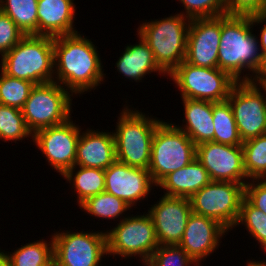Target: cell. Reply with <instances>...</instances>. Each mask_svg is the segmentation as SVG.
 Listing matches in <instances>:
<instances>
[{"mask_svg":"<svg viewBox=\"0 0 266 266\" xmlns=\"http://www.w3.org/2000/svg\"><path fill=\"white\" fill-rule=\"evenodd\" d=\"M123 218L116 227L105 231L107 255L138 256L143 265L159 246L153 220L148 212Z\"/></svg>","mask_w":266,"mask_h":266,"instance_id":"8","label":"cell"},{"mask_svg":"<svg viewBox=\"0 0 266 266\" xmlns=\"http://www.w3.org/2000/svg\"><path fill=\"white\" fill-rule=\"evenodd\" d=\"M221 16L190 21L185 61L193 66L218 68Z\"/></svg>","mask_w":266,"mask_h":266,"instance_id":"16","label":"cell"},{"mask_svg":"<svg viewBox=\"0 0 266 266\" xmlns=\"http://www.w3.org/2000/svg\"><path fill=\"white\" fill-rule=\"evenodd\" d=\"M0 10L25 35H38V0H0Z\"/></svg>","mask_w":266,"mask_h":266,"instance_id":"26","label":"cell"},{"mask_svg":"<svg viewBox=\"0 0 266 266\" xmlns=\"http://www.w3.org/2000/svg\"><path fill=\"white\" fill-rule=\"evenodd\" d=\"M244 224L252 238L260 243L266 252V214L254 207L245 197L242 200L236 226Z\"/></svg>","mask_w":266,"mask_h":266,"instance_id":"32","label":"cell"},{"mask_svg":"<svg viewBox=\"0 0 266 266\" xmlns=\"http://www.w3.org/2000/svg\"><path fill=\"white\" fill-rule=\"evenodd\" d=\"M211 182L207 170L195 158L187 166L170 172L157 186L164 189V195L190 198Z\"/></svg>","mask_w":266,"mask_h":266,"instance_id":"22","label":"cell"},{"mask_svg":"<svg viewBox=\"0 0 266 266\" xmlns=\"http://www.w3.org/2000/svg\"><path fill=\"white\" fill-rule=\"evenodd\" d=\"M73 96L53 81L35 85L21 109L28 129L37 130L62 124L71 118Z\"/></svg>","mask_w":266,"mask_h":266,"instance_id":"7","label":"cell"},{"mask_svg":"<svg viewBox=\"0 0 266 266\" xmlns=\"http://www.w3.org/2000/svg\"><path fill=\"white\" fill-rule=\"evenodd\" d=\"M62 176L69 183L72 182L70 185H72L74 192L76 191L77 193L78 205L89 197L105 191V172L102 169L75 165Z\"/></svg>","mask_w":266,"mask_h":266,"instance_id":"24","label":"cell"},{"mask_svg":"<svg viewBox=\"0 0 266 266\" xmlns=\"http://www.w3.org/2000/svg\"><path fill=\"white\" fill-rule=\"evenodd\" d=\"M4 74L37 84L54 81V37L25 35L1 57Z\"/></svg>","mask_w":266,"mask_h":266,"instance_id":"3","label":"cell"},{"mask_svg":"<svg viewBox=\"0 0 266 266\" xmlns=\"http://www.w3.org/2000/svg\"><path fill=\"white\" fill-rule=\"evenodd\" d=\"M86 130L77 142L75 165L107 169L116 160L113 131Z\"/></svg>","mask_w":266,"mask_h":266,"instance_id":"19","label":"cell"},{"mask_svg":"<svg viewBox=\"0 0 266 266\" xmlns=\"http://www.w3.org/2000/svg\"><path fill=\"white\" fill-rule=\"evenodd\" d=\"M22 245L11 254L3 253L5 266H54L53 238Z\"/></svg>","mask_w":266,"mask_h":266,"instance_id":"25","label":"cell"},{"mask_svg":"<svg viewBox=\"0 0 266 266\" xmlns=\"http://www.w3.org/2000/svg\"><path fill=\"white\" fill-rule=\"evenodd\" d=\"M184 6L188 19L210 18L226 14V0H178Z\"/></svg>","mask_w":266,"mask_h":266,"instance_id":"34","label":"cell"},{"mask_svg":"<svg viewBox=\"0 0 266 266\" xmlns=\"http://www.w3.org/2000/svg\"><path fill=\"white\" fill-rule=\"evenodd\" d=\"M195 158V143L175 124L162 121L156 127L148 169L156 184L170 172L187 166Z\"/></svg>","mask_w":266,"mask_h":266,"instance_id":"6","label":"cell"},{"mask_svg":"<svg viewBox=\"0 0 266 266\" xmlns=\"http://www.w3.org/2000/svg\"><path fill=\"white\" fill-rule=\"evenodd\" d=\"M34 83L0 74V104L22 109L28 99Z\"/></svg>","mask_w":266,"mask_h":266,"instance_id":"31","label":"cell"},{"mask_svg":"<svg viewBox=\"0 0 266 266\" xmlns=\"http://www.w3.org/2000/svg\"><path fill=\"white\" fill-rule=\"evenodd\" d=\"M79 206L91 216L108 220H115L120 215L122 217L126 211L131 209L123 200L105 191L89 197Z\"/></svg>","mask_w":266,"mask_h":266,"instance_id":"28","label":"cell"},{"mask_svg":"<svg viewBox=\"0 0 266 266\" xmlns=\"http://www.w3.org/2000/svg\"><path fill=\"white\" fill-rule=\"evenodd\" d=\"M4 252H2V250H0V266H3L4 265V255H3Z\"/></svg>","mask_w":266,"mask_h":266,"instance_id":"41","label":"cell"},{"mask_svg":"<svg viewBox=\"0 0 266 266\" xmlns=\"http://www.w3.org/2000/svg\"><path fill=\"white\" fill-rule=\"evenodd\" d=\"M53 238L54 266H102L107 256L106 232H56Z\"/></svg>","mask_w":266,"mask_h":266,"instance_id":"11","label":"cell"},{"mask_svg":"<svg viewBox=\"0 0 266 266\" xmlns=\"http://www.w3.org/2000/svg\"><path fill=\"white\" fill-rule=\"evenodd\" d=\"M25 34L17 27L14 21L0 11V55L4 56L11 50Z\"/></svg>","mask_w":266,"mask_h":266,"instance_id":"35","label":"cell"},{"mask_svg":"<svg viewBox=\"0 0 266 266\" xmlns=\"http://www.w3.org/2000/svg\"><path fill=\"white\" fill-rule=\"evenodd\" d=\"M105 172V192L123 200L130 208L157 187L148 169L134 168L115 160Z\"/></svg>","mask_w":266,"mask_h":266,"instance_id":"17","label":"cell"},{"mask_svg":"<svg viewBox=\"0 0 266 266\" xmlns=\"http://www.w3.org/2000/svg\"><path fill=\"white\" fill-rule=\"evenodd\" d=\"M196 159L207 170L211 181L242 185L249 181L244 168L242 146L204 142L196 146Z\"/></svg>","mask_w":266,"mask_h":266,"instance_id":"14","label":"cell"},{"mask_svg":"<svg viewBox=\"0 0 266 266\" xmlns=\"http://www.w3.org/2000/svg\"><path fill=\"white\" fill-rule=\"evenodd\" d=\"M125 106L113 133L116 160L134 168L149 169L156 127L163 121Z\"/></svg>","mask_w":266,"mask_h":266,"instance_id":"4","label":"cell"},{"mask_svg":"<svg viewBox=\"0 0 266 266\" xmlns=\"http://www.w3.org/2000/svg\"><path fill=\"white\" fill-rule=\"evenodd\" d=\"M74 0H38V35L57 37L77 33Z\"/></svg>","mask_w":266,"mask_h":266,"instance_id":"20","label":"cell"},{"mask_svg":"<svg viewBox=\"0 0 266 266\" xmlns=\"http://www.w3.org/2000/svg\"><path fill=\"white\" fill-rule=\"evenodd\" d=\"M227 232L218 221L192 212L179 246L201 266V261L218 249L220 240Z\"/></svg>","mask_w":266,"mask_h":266,"instance_id":"18","label":"cell"},{"mask_svg":"<svg viewBox=\"0 0 266 266\" xmlns=\"http://www.w3.org/2000/svg\"><path fill=\"white\" fill-rule=\"evenodd\" d=\"M266 12V0H226V14L229 16L252 17Z\"/></svg>","mask_w":266,"mask_h":266,"instance_id":"36","label":"cell"},{"mask_svg":"<svg viewBox=\"0 0 266 266\" xmlns=\"http://www.w3.org/2000/svg\"><path fill=\"white\" fill-rule=\"evenodd\" d=\"M260 88L262 89L260 90ZM266 87L250 81L236 82L229 93L230 103L242 141L266 134Z\"/></svg>","mask_w":266,"mask_h":266,"instance_id":"12","label":"cell"},{"mask_svg":"<svg viewBox=\"0 0 266 266\" xmlns=\"http://www.w3.org/2000/svg\"><path fill=\"white\" fill-rule=\"evenodd\" d=\"M266 12L265 13H260L258 15L252 16V24H264V26L261 27L260 31V41L258 40L259 43V49L261 53L266 52Z\"/></svg>","mask_w":266,"mask_h":266,"instance_id":"39","label":"cell"},{"mask_svg":"<svg viewBox=\"0 0 266 266\" xmlns=\"http://www.w3.org/2000/svg\"><path fill=\"white\" fill-rule=\"evenodd\" d=\"M245 197V185L211 181L190 198L192 212L218 221L227 230L236 227Z\"/></svg>","mask_w":266,"mask_h":266,"instance_id":"10","label":"cell"},{"mask_svg":"<svg viewBox=\"0 0 266 266\" xmlns=\"http://www.w3.org/2000/svg\"><path fill=\"white\" fill-rule=\"evenodd\" d=\"M213 123L215 129L213 142L242 146L243 141L240 138L231 105L227 100L213 102Z\"/></svg>","mask_w":266,"mask_h":266,"instance_id":"27","label":"cell"},{"mask_svg":"<svg viewBox=\"0 0 266 266\" xmlns=\"http://www.w3.org/2000/svg\"><path fill=\"white\" fill-rule=\"evenodd\" d=\"M247 266H266V262L264 261H254V260H250L248 263H247Z\"/></svg>","mask_w":266,"mask_h":266,"instance_id":"40","label":"cell"},{"mask_svg":"<svg viewBox=\"0 0 266 266\" xmlns=\"http://www.w3.org/2000/svg\"><path fill=\"white\" fill-rule=\"evenodd\" d=\"M81 127L69 118L66 122L37 130L32 137L34 144L46 156L48 164L63 175L75 166L77 142Z\"/></svg>","mask_w":266,"mask_h":266,"instance_id":"13","label":"cell"},{"mask_svg":"<svg viewBox=\"0 0 266 266\" xmlns=\"http://www.w3.org/2000/svg\"><path fill=\"white\" fill-rule=\"evenodd\" d=\"M168 76L179 88L182 99L211 102L226 101L237 82L219 68L197 67L185 60Z\"/></svg>","mask_w":266,"mask_h":266,"instance_id":"9","label":"cell"},{"mask_svg":"<svg viewBox=\"0 0 266 266\" xmlns=\"http://www.w3.org/2000/svg\"><path fill=\"white\" fill-rule=\"evenodd\" d=\"M139 42L134 45H127L125 51L118 58L116 68L118 73L136 82L142 80L146 74L158 72L167 75L157 64L154 54L147 42L138 36Z\"/></svg>","mask_w":266,"mask_h":266,"instance_id":"23","label":"cell"},{"mask_svg":"<svg viewBox=\"0 0 266 266\" xmlns=\"http://www.w3.org/2000/svg\"><path fill=\"white\" fill-rule=\"evenodd\" d=\"M160 19L140 24L137 35L147 42L158 66L168 76L186 58L191 20L180 13Z\"/></svg>","mask_w":266,"mask_h":266,"instance_id":"5","label":"cell"},{"mask_svg":"<svg viewBox=\"0 0 266 266\" xmlns=\"http://www.w3.org/2000/svg\"><path fill=\"white\" fill-rule=\"evenodd\" d=\"M102 70L100 55L90 39L79 32L54 37V81L72 95L95 90L105 79Z\"/></svg>","mask_w":266,"mask_h":266,"instance_id":"1","label":"cell"},{"mask_svg":"<svg viewBox=\"0 0 266 266\" xmlns=\"http://www.w3.org/2000/svg\"><path fill=\"white\" fill-rule=\"evenodd\" d=\"M252 27V17L221 15L218 68L237 82L243 81L241 73L247 69L253 75L260 63L258 37Z\"/></svg>","mask_w":266,"mask_h":266,"instance_id":"2","label":"cell"},{"mask_svg":"<svg viewBox=\"0 0 266 266\" xmlns=\"http://www.w3.org/2000/svg\"><path fill=\"white\" fill-rule=\"evenodd\" d=\"M243 81H250L261 87H266V52L261 53L260 63L256 71L253 73V76L250 73H246V75L243 76Z\"/></svg>","mask_w":266,"mask_h":266,"instance_id":"38","label":"cell"},{"mask_svg":"<svg viewBox=\"0 0 266 266\" xmlns=\"http://www.w3.org/2000/svg\"><path fill=\"white\" fill-rule=\"evenodd\" d=\"M148 213L159 245H179L192 213L189 198L163 195Z\"/></svg>","mask_w":266,"mask_h":266,"instance_id":"15","label":"cell"},{"mask_svg":"<svg viewBox=\"0 0 266 266\" xmlns=\"http://www.w3.org/2000/svg\"><path fill=\"white\" fill-rule=\"evenodd\" d=\"M244 168L247 178H266V134L244 141L242 144Z\"/></svg>","mask_w":266,"mask_h":266,"instance_id":"29","label":"cell"},{"mask_svg":"<svg viewBox=\"0 0 266 266\" xmlns=\"http://www.w3.org/2000/svg\"><path fill=\"white\" fill-rule=\"evenodd\" d=\"M33 137L28 129L21 109L0 104V139L20 141Z\"/></svg>","mask_w":266,"mask_h":266,"instance_id":"30","label":"cell"},{"mask_svg":"<svg viewBox=\"0 0 266 266\" xmlns=\"http://www.w3.org/2000/svg\"><path fill=\"white\" fill-rule=\"evenodd\" d=\"M245 198L266 214V180L251 179L245 184Z\"/></svg>","mask_w":266,"mask_h":266,"instance_id":"37","label":"cell"},{"mask_svg":"<svg viewBox=\"0 0 266 266\" xmlns=\"http://www.w3.org/2000/svg\"><path fill=\"white\" fill-rule=\"evenodd\" d=\"M182 101L185 112L183 123L186 125L175 126L185 132L196 146L204 142H213V102L188 98Z\"/></svg>","mask_w":266,"mask_h":266,"instance_id":"21","label":"cell"},{"mask_svg":"<svg viewBox=\"0 0 266 266\" xmlns=\"http://www.w3.org/2000/svg\"><path fill=\"white\" fill-rule=\"evenodd\" d=\"M198 266L179 245H159L144 266Z\"/></svg>","mask_w":266,"mask_h":266,"instance_id":"33","label":"cell"}]
</instances>
